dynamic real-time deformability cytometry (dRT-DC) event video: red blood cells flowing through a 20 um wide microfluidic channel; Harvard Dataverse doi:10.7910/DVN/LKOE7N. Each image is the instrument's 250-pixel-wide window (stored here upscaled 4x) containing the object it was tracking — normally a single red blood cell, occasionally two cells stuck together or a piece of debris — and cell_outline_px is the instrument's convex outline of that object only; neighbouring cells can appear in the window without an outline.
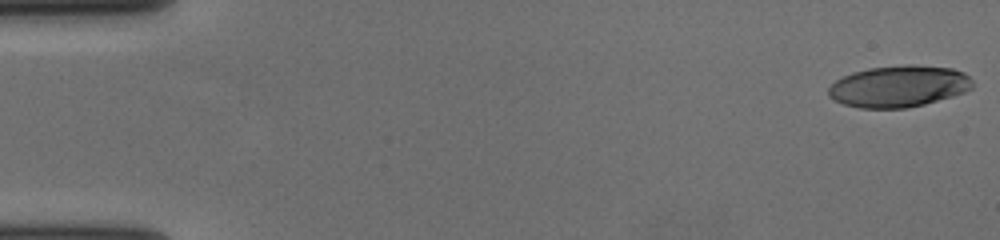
{"species": "human", "species_latin": "Homo sapiens", "temperature_condition": "cold", "stored_images_in_passage": 57, "camera_frame_rate_fps": 3000, "um_per_image_px": 0.085, "donor": {"sex": "female"}, "frame": {"image": 1, "passage_image": 1, "time_ms": 0.0, "image_size_px": [1000, 240], "cell_outline_px": [[972, 88], [964, 92], [952, 96], [924, 104], [908, 108], [860, 108], [844, 104], [828, 96], [828, 88], [836, 80], [852, 72], [868, 68], [904, 64], [912, 64], [952, 68], [964, 72], [972, 80]], "centroid_in_image_um": [76.4, 7.32], "position_along_channel_um": 8.6, "area_um2": 34.97}}
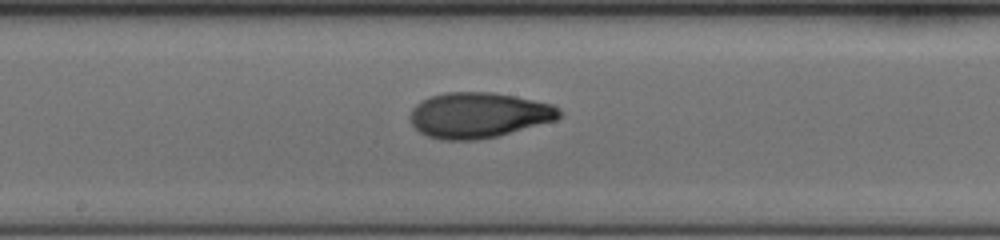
{"frame": {"image": 2, "passage_image": 31, "time_ms": 10.0, "image_size_px": [1000, 240], "cell_outline_px": [[560, 116], [556, 120], [496, 136], [480, 140], [440, 140], [428, 136], [420, 132], [412, 124], [408, 116], [412, 108], [420, 100], [428, 96], [444, 92], [492, 92], [516, 96], [552, 104], [560, 108]], "centroid_in_image_um": [40.64, 9.78], "position_along_channel_um": 207.6, "area_um2": 39.77}}
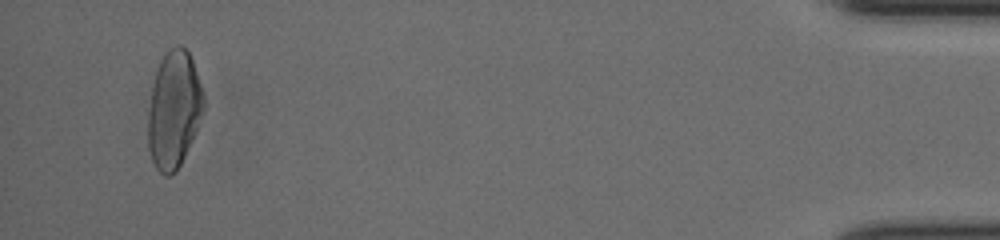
{"frame": {"image": 3, "passage_image": 55, "time_ms": 18.0, "image_size_px": [1000, 240], "cell_outline_px": [[204, 108], [196, 128], [184, 156], [176, 172], [168, 176], [164, 176], [156, 168], [152, 160], [148, 148], [148, 112], [152, 88], [156, 68], [160, 60], [168, 48], [176, 44], [180, 44], [188, 52], [192, 60], [204, 96]], "centroid_in_image_um": [14.75, 9.29], "position_along_channel_um": 420.4, "area_um2": 37.69}, "authors_computed_cell_mechanics": {"area_um2": 37.1076, "velocity_mm_per_s": 3.641, "shape_relaxation_time_tau1_ms": 5.3646, "shape_relaxation_time_tau2_ms": 2.2618, "deformation_change_tau1": 0.2143, "deformation_change_tau2": 0.062}}